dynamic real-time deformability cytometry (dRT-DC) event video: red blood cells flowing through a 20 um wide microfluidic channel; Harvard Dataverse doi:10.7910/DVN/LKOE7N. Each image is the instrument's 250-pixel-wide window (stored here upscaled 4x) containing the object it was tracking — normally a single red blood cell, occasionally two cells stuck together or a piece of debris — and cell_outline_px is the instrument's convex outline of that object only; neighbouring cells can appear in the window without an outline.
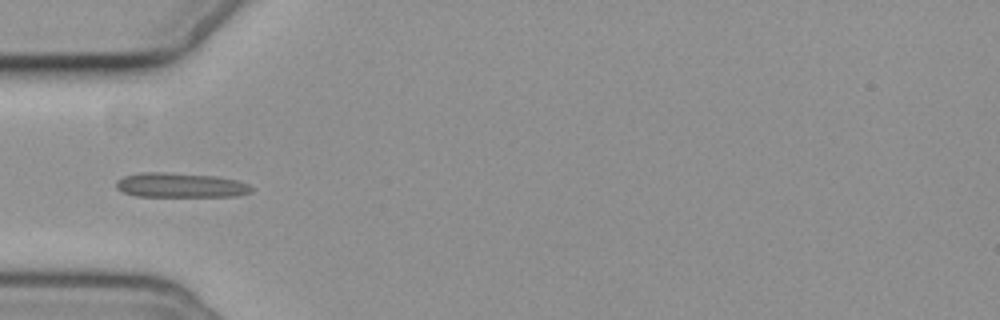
{"species": "common noctule bat (a hibernating species)", "species_latin": "Nyctalus noctula", "temperature_condition": "cold", "stored_images_in_passage": 6, "camera_frame_rate_fps": 3000, "um_per_image_px": 0.085, "animal": {"sex": "female", "body_mass_g": 19.3, "forearm_length_mm": 54.1}, "frame": {"image": 1, "passage_image": 2, "time_ms": 1.333, "image_size_px": [1000, 320], "cell_outline_px": [[252, 192], [236, 196], [136, 196], [124, 192], [116, 188], [116, 180], [124, 176], [144, 172], [164, 172], [216, 176], [236, 180], [248, 184], [252, 188]], "centroid_in_image_um": [15.33, 15.74], "position_along_channel_um": 69.7, "area_um2": 19.31}}
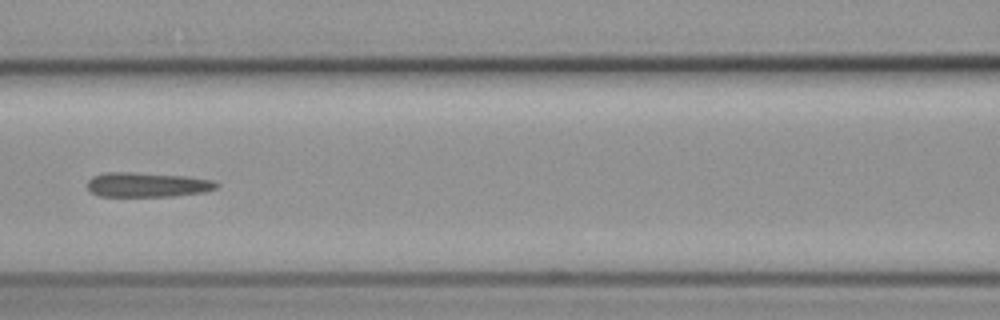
{"frame": {"image": 2, "passage_image": 4, "time_ms": 3.667, "image_size_px": [1000, 320], "cell_outline_px": [[220, 184], [216, 188], [204, 192], [176, 196], [100, 196], [88, 192], [84, 184], [92, 176], [108, 172], [132, 172], [184, 176], [212, 180]], "centroid_in_image_um": [12.45, 15.7], "position_along_channel_um": 154.2, "area_um2": 18.73}}
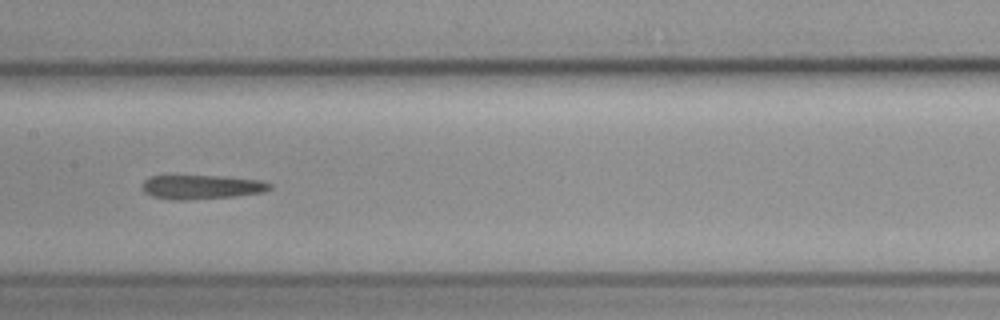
{"frame": {"image": 3, "passage_image": 5, "time_ms": 4.667, "image_size_px": [1000, 320], "cell_outline_px": [[272, 188], [264, 192], [236, 196], [188, 200], [172, 200], [152, 196], [144, 192], [144, 180], [152, 176], [220, 176], [260, 180], [272, 184]], "centroid_in_image_um": [17.17, 15.9], "position_along_channel_um": 190.2, "area_um2": 17.86}}